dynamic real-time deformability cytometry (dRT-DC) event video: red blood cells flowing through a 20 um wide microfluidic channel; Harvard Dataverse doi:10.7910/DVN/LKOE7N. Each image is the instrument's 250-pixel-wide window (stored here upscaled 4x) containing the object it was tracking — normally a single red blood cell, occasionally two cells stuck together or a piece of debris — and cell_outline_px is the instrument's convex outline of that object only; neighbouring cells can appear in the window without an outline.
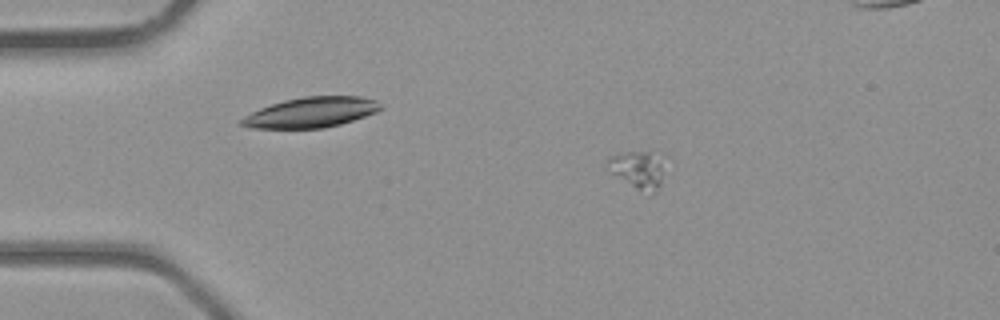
{"species": "common noctule bat (a hibernating species)", "species_latin": "Nyctalus noctula", "temperature_condition": "room temperature", "stored_images_in_passage": 35, "segment_of_instrument_passage": [1, 2], "camera_frame_rate_fps": 3000, "um_per_image_px": 0.085, "animal": {"sex": "male", "body_mass_g": 23.1, "forearm_length_mm": 52.7}, "frame": {"image": 1, "passage_image": 1, "time_ms": 0.0, "image_size_px": [1000, 320], "cell_outline_px": [[660, 184], [656, 192], [652, 196], [648, 196], [612, 172], [604, 160], [608, 156], [624, 152], [648, 152], [660, 164]], "centroid_in_image_um": [54.13, 14.48], "position_along_channel_um": 30.9, "area_um2": 11.73}}
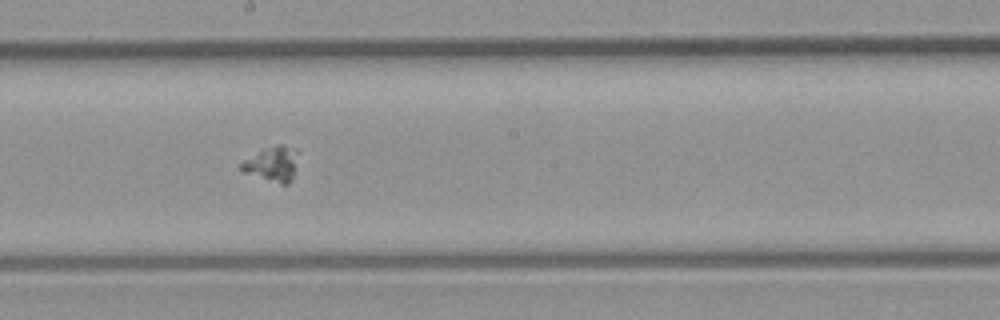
{"frame": {"image": 2, "passage_image": 16, "time_ms": 5.0, "image_size_px": [1000, 320], "cell_outline_px": [[296, 168], [288, 184], [280, 184], [244, 172], [240, 168], [240, 164], [244, 160], [276, 144], [280, 144], [296, 148]], "centroid_in_image_um": [23.17, 13.94], "position_along_channel_um": 225.0, "area_um2": 11.16}}
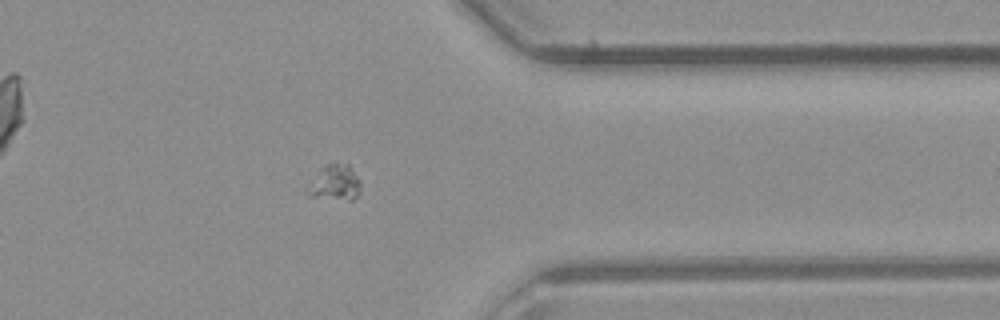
{"frame": {"image": 3, "passage_image": 26, "time_ms": 8.333, "image_size_px": [1000, 320], "cell_outline_px": [[360, 192], [352, 200], [348, 200], [308, 196], [304, 192], [308, 184], [324, 164], [348, 164], [360, 180]], "centroid_in_image_um": [28.43, 15.55], "position_along_channel_um": 383.0, "area_um2": 11.04}}